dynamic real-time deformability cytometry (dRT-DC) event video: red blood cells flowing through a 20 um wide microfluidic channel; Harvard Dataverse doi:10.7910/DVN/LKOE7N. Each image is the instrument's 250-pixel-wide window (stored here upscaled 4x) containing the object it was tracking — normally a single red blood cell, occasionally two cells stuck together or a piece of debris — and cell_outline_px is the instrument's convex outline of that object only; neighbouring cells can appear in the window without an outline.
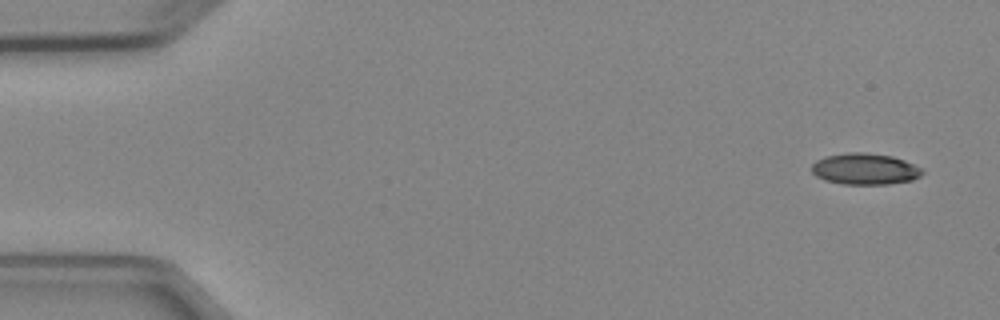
{"species": "Egyptian fruit bat (a non-hibernating species)", "species_latin": "Rousettus aegyptiacus", "temperature_condition": "cold", "stored_images_in_passage": 5, "camera_frame_rate_fps": 3000, "um_per_image_px": 0.085, "animal": {"sex": "female"}, "frame": {"image": 1, "passage_image": 1, "time_ms": 0.0, "image_size_px": [1000, 320], "cell_outline_px": [[924, 172], [920, 176], [912, 180], [888, 184], [844, 184], [824, 180], [816, 176], [812, 172], [812, 164], [816, 160], [824, 156], [848, 152], [864, 152], [892, 156], [904, 160], [920, 168]], "centroid_in_image_um": [73.49, 14.36], "position_along_channel_um": 11.5, "area_um2": 20.17}}
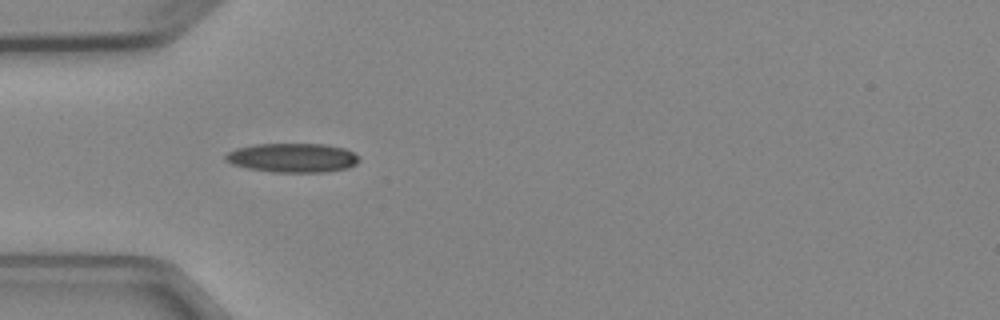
{"frame": {"image": 2, "passage_image": 4, "time_ms": 4.333, "image_size_px": [1000, 320], "cell_outline_px": [[360, 160], [356, 164], [348, 168], [324, 172], [272, 172], [248, 168], [232, 164], [224, 160], [224, 156], [228, 152], [236, 148], [252, 144], [324, 144], [344, 148], [360, 156]], "centroid_in_image_um": [24.86, 13.41], "position_along_channel_um": 60.1, "area_um2": 22.83}}